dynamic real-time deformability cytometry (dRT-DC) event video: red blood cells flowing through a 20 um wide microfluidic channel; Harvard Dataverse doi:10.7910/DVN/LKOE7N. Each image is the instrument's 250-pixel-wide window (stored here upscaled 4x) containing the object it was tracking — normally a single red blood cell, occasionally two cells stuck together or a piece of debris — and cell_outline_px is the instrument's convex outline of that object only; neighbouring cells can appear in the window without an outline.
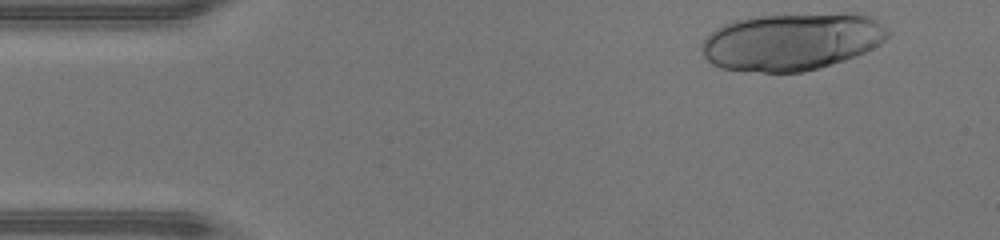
{"species": "human", "species_latin": "Homo sapiens", "temperature_condition": "warm", "stored_images_in_passage": 13, "camera_frame_rate_fps": 3000, "um_per_image_px": 0.085, "donor": {"sex": "male"}, "frame": {"image": 1, "passage_image": 1, "time_ms": 0.0, "image_size_px": [1000, 240], "cell_outline_px": [[888, 36], [880, 44], [856, 56], [844, 60], [804, 72], [764, 72], [720, 68], [712, 64], [704, 56], [700, 48], [700, 44], [716, 28], [724, 24], [736, 20], [760, 16], [844, 12], [868, 16], [876, 20], [888, 28]], "centroid_in_image_um": [67.3, 3.53], "position_along_channel_um": 17.7, "area_um2": 62.19}}